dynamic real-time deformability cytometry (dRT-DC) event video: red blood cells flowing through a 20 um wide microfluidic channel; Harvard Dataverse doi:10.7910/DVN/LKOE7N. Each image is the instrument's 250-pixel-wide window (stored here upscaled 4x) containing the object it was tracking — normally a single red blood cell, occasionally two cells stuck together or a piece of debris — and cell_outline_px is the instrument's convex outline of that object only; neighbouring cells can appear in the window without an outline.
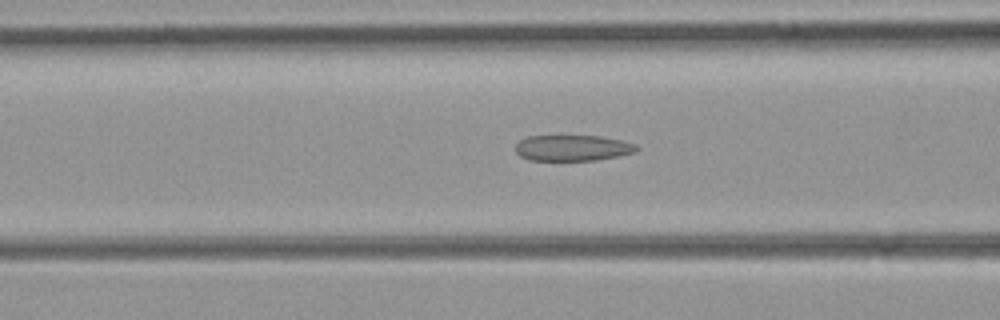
{"species": "common noctule bat (a hibernating species)", "species_latin": "Nyctalus noctula", "temperature_condition": "room temperature", "stored_images_in_passage": 50, "camera_frame_rate_fps": 3000, "um_per_image_px": 0.085, "animal": {"sex": "female", "body_mass_g": 21.9}, "frame": {"image": 1, "passage_image": 18, "time_ms": 5.667, "image_size_px": [1000, 320], "cell_outline_px": [[640, 148], [636, 152], [596, 160], [528, 160], [520, 156], [516, 152], [516, 144], [520, 140], [528, 136], [600, 136], [620, 140], [636, 144]], "centroid_in_image_um": [48.67, 12.57], "position_along_channel_um": 117.9, "area_um2": 18.21}}
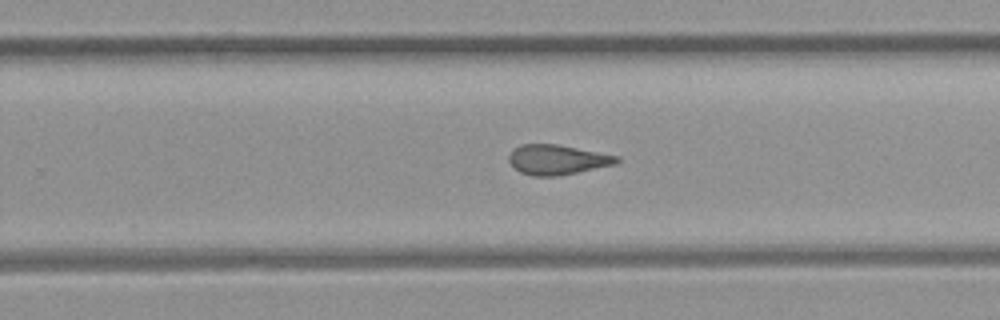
{"frame": {"image": 2, "passage_image": 30, "time_ms": 9.667, "image_size_px": [1000, 320], "cell_outline_px": [[620, 160], [616, 164], [560, 176], [532, 176], [520, 172], [508, 160], [508, 156], [512, 148], [520, 144], [556, 144], [620, 156]], "centroid_in_image_um": [47.36, 13.57], "position_along_channel_um": 282.4, "area_um2": 18.9}}
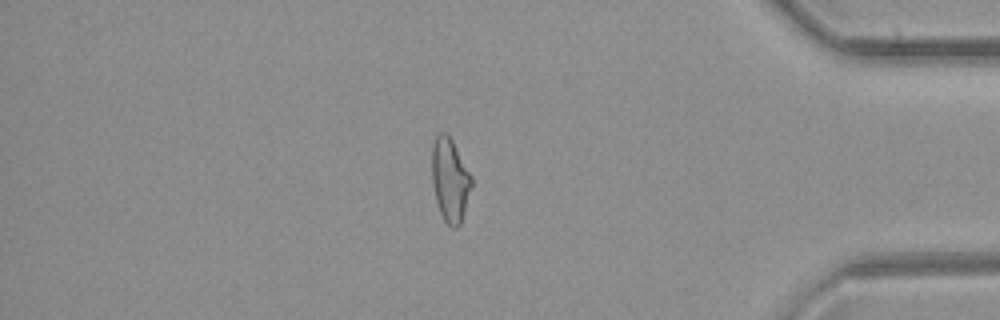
{"frame": {"image": 3, "passage_image": 41, "time_ms": 13.333, "image_size_px": [1000, 320], "cell_outline_px": [[472, 188], [460, 224], [456, 228], [452, 228], [444, 220], [440, 212], [436, 200], [432, 184], [432, 144], [436, 136], [440, 132], [444, 132], [452, 140], [472, 176]], "centroid_in_image_um": [38.25, 15.3], "position_along_channel_um": 396.9, "area_um2": 19.25}}